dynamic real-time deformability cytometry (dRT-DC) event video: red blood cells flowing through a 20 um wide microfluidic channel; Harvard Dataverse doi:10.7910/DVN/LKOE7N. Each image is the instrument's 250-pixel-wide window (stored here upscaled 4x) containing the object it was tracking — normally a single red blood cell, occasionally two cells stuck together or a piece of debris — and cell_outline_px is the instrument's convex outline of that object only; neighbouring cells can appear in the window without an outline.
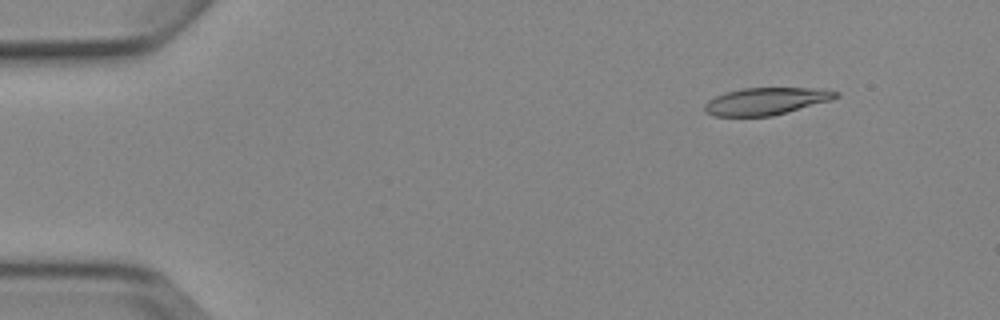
{"species": "Egyptian fruit bat (a non-hibernating species)", "species_latin": "Rousettus aegyptiacus", "temperature_condition": "cold", "stored_images_in_passage": 7, "camera_frame_rate_fps": 3000, "um_per_image_px": 0.085, "animal": {"sex": "female"}, "frame": {"image": 1, "passage_image": 2, "time_ms": 1.0, "image_size_px": [1000, 320], "cell_outline_px": [[840, 96], [832, 100], [772, 116], [712, 116], [704, 112], [704, 104], [708, 100], [724, 92], [744, 88], [824, 88], [840, 92]], "centroid_in_image_um": [65.13, 8.6], "position_along_channel_um": 19.9, "area_um2": 21.04}}
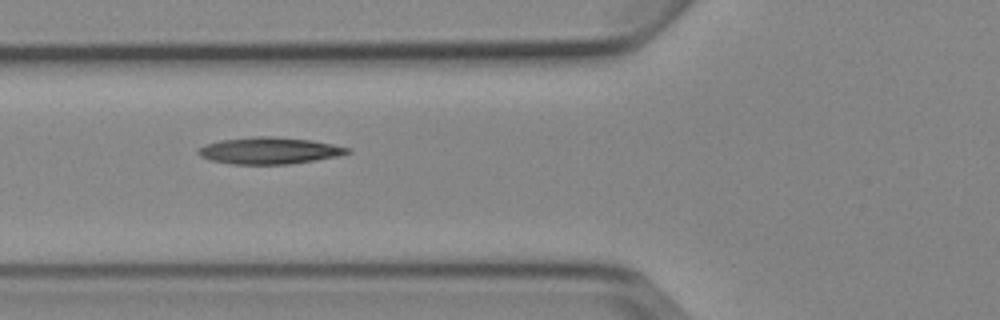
{"frame": {"image": 2, "passage_image": 6, "time_ms": 5.667, "image_size_px": [1000, 320], "cell_outline_px": [[352, 152], [336, 156], [316, 160], [288, 164], [232, 164], [208, 160], [200, 156], [196, 152], [204, 144], [220, 140], [252, 136], [268, 136], [312, 140], [352, 148]], "centroid_in_image_um": [22.87, 12.8], "position_along_channel_um": 102.9, "area_um2": 23.35}}
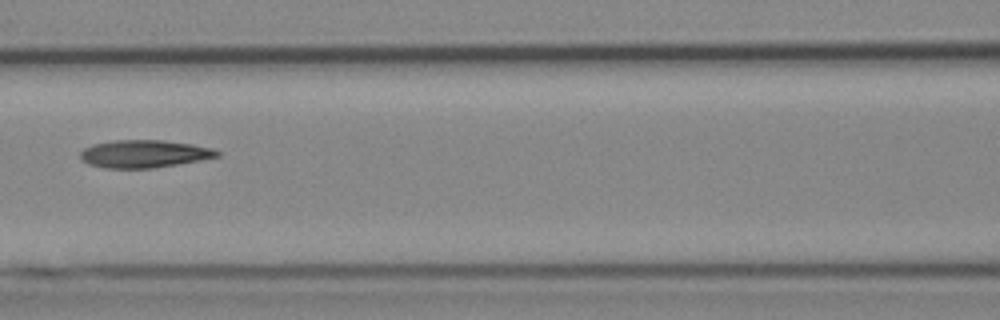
{"frame": {"image": 3, "passage_image": 7, "time_ms": 7.0, "image_size_px": [1000, 320], "cell_outline_px": [[220, 156], [200, 160], [152, 168], [104, 168], [88, 164], [80, 160], [80, 152], [84, 148], [92, 144], [112, 140], [164, 140], [192, 144], [212, 148], [220, 152]], "centroid_in_image_um": [12.21, 13.07], "position_along_channel_um": 154.4, "area_um2": 22.14}}